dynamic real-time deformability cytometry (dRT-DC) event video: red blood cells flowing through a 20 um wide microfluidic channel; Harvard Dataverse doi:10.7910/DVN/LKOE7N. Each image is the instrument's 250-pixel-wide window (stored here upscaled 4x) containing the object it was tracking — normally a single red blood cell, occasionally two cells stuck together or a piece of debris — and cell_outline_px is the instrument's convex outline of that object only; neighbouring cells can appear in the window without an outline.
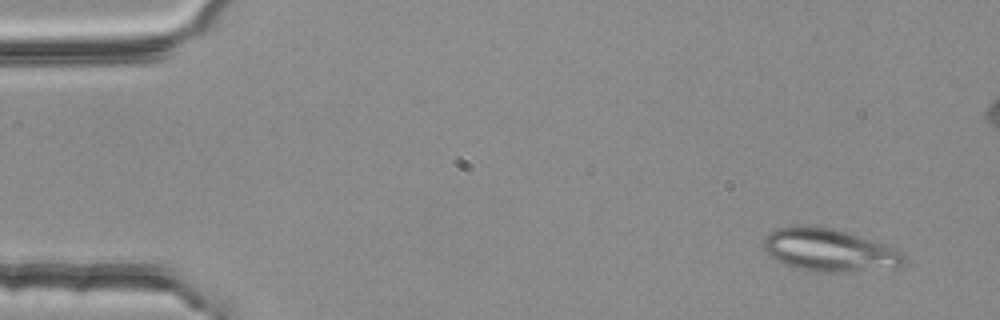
{"species": "common noctule bat (a hibernating species)", "species_latin": "Nyctalus noctula", "temperature_condition": "room temperature", "stored_images_in_passage": 4, "camera_frame_rate_fps": 3000, "um_per_image_px": 0.085, "animal": {"sex": "female", "body_mass_g": 25.1}, "frame": {"image": 1, "passage_image": 1, "time_ms": 0.0, "image_size_px": [1000, 320], "cell_outline_px": [[904, 264], [896, 268], [840, 272], [828, 272], [800, 268], [776, 260], [764, 252], [764, 240], [776, 228], [792, 224], [816, 224], [832, 228], [884, 244], [904, 252]], "centroid_in_image_um": [70.49, 21.23], "position_along_channel_um": 14.5, "area_um2": 34.91}}